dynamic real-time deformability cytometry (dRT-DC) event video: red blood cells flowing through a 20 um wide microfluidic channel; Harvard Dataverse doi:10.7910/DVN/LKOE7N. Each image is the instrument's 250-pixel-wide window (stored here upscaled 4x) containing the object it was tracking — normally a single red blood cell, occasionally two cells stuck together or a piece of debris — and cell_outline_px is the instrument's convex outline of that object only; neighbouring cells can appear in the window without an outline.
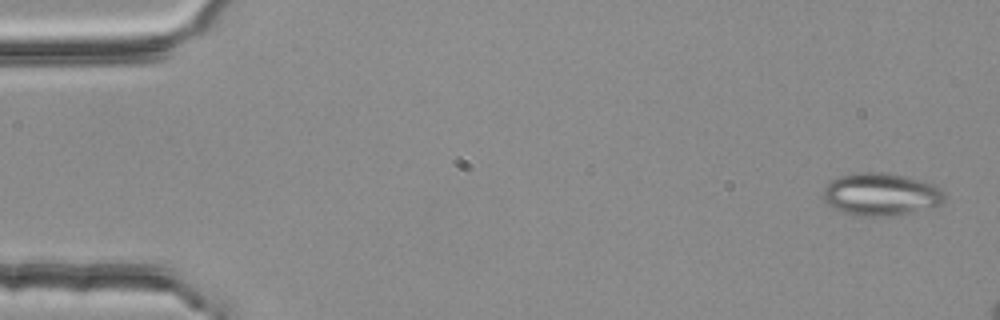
{"species": "common noctule bat (a hibernating species)", "species_latin": "Nyctalus noctula", "temperature_condition": "room temperature", "stored_images_in_passage": 4, "camera_frame_rate_fps": 3000, "um_per_image_px": 0.085, "animal": {"sex": "female", "body_mass_g": 25.1}, "frame": {"image": 1, "passage_image": 1, "time_ms": 0.0, "image_size_px": [1000, 320], "cell_outline_px": [[948, 200], [944, 204], [936, 208], [888, 216], [860, 216], [840, 212], [828, 204], [820, 196], [824, 188], [832, 180], [840, 176], [852, 172], [880, 172], [904, 176], [932, 184], [944, 192]], "centroid_in_image_um": [74.89, 16.53], "position_along_channel_um": 10.1, "area_um2": 30.58}}